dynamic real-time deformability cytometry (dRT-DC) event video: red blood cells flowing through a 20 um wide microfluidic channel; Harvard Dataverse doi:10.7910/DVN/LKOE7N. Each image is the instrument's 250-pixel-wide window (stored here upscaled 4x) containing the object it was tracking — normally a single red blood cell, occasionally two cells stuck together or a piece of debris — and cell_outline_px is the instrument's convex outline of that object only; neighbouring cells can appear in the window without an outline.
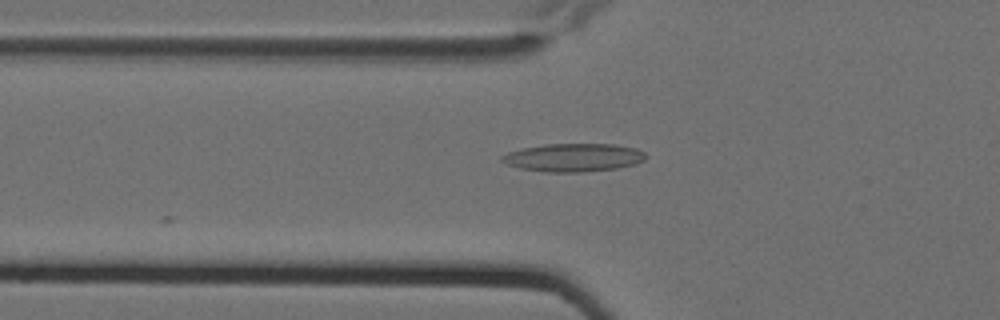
{"species": "Egyptian fruit bat (a non-hibernating species)", "species_latin": "Rousettus aegyptiacus", "temperature_condition": "cold", "stored_images_in_passage": 2, "camera_frame_rate_fps": 3000, "um_per_image_px": 0.085, "animal": {"sex": "female"}, "frame": {"image": 1, "passage_image": 2, "time_ms": 0.333, "image_size_px": [1000, 320], "cell_outline_px": [[648, 156], [644, 160], [636, 164], [616, 168], [580, 172], [544, 172], [520, 168], [508, 164], [500, 160], [500, 156], [508, 152], [520, 148], [544, 144], [616, 144], [636, 148], [644, 152]], "centroid_in_image_um": [48.74, 13.38], "position_along_channel_um": 77.1, "area_um2": 23.76}}